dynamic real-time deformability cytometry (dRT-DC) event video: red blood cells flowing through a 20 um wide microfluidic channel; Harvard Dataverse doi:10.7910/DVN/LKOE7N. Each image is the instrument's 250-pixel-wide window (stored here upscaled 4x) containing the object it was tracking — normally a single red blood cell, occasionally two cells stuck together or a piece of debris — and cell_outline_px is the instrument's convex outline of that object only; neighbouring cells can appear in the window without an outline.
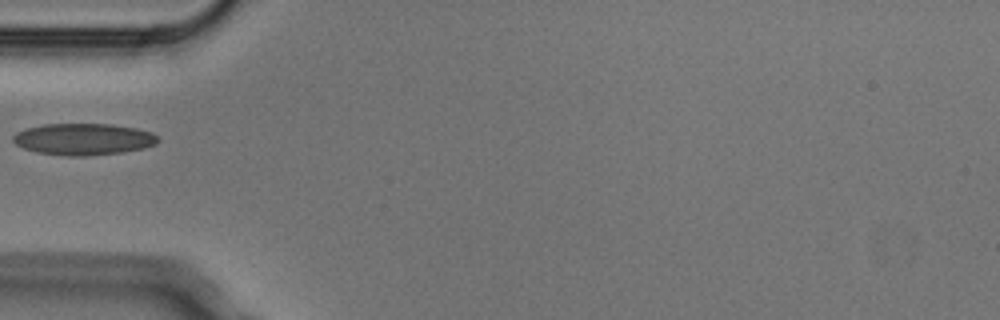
{"species": "Egyptian fruit bat (a non-hibernating species)", "species_latin": "Rousettus aegyptiacus", "temperature_condition": "cold", "stored_images_in_passage": 2, "camera_frame_rate_fps": 3000, "um_per_image_px": 0.085, "animal": {"sex": "male"}, "frame": {"image": 1, "passage_image": 1, "time_ms": 0.0, "image_size_px": [1000, 320], "cell_outline_px": [[160, 140], [156, 144], [144, 148], [120, 152], [84, 156], [68, 156], [36, 152], [24, 148], [16, 144], [12, 140], [12, 136], [16, 132], [28, 128], [44, 124], [112, 124], [136, 128], [152, 132]], "centroid_in_image_um": [7.09, 11.83], "position_along_channel_um": 77.9, "area_um2": 26.65}}
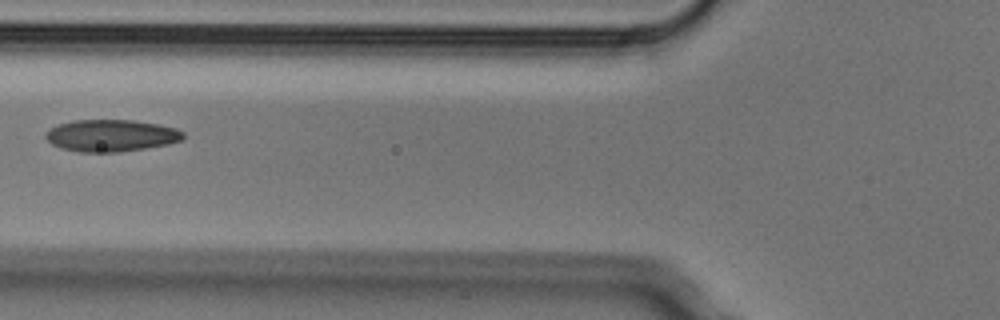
{"frame": {"image": 2, "passage_image": 2, "time_ms": 0.333, "image_size_px": [1000, 320], "cell_outline_px": [[184, 136], [180, 140], [168, 144], [144, 148], [116, 152], [80, 152], [60, 148], [52, 144], [44, 136], [44, 132], [60, 124], [76, 120], [132, 120], [156, 124], [176, 128], [184, 132]], "centroid_in_image_um": [9.42, 11.52], "position_along_channel_um": 116.4, "area_um2": 25.37}}